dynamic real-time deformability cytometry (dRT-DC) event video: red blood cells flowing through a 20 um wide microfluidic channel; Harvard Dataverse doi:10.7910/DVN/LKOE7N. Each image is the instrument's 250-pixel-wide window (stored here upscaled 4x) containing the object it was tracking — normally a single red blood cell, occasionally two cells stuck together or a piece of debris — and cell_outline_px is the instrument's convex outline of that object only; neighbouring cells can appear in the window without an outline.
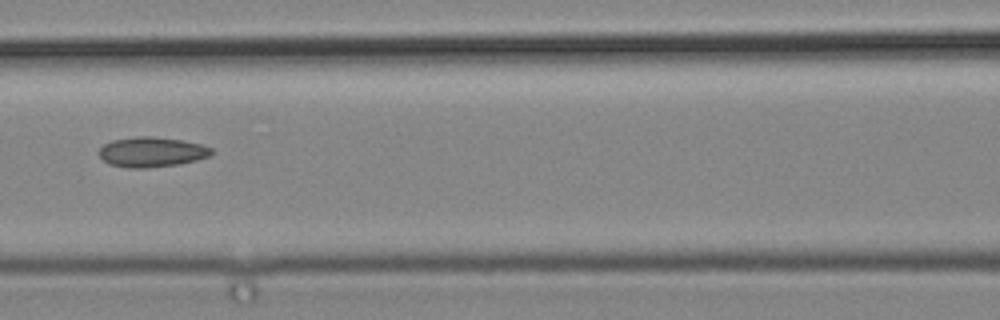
{"species": "common noctule bat (a hibernating species)", "species_latin": "Nyctalus noctula", "temperature_condition": "cold", "stored_images_in_passage": 3, "camera_frame_rate_fps": 3000, "um_per_image_px": 0.085, "animal": {"sex": "male", "body_mass_g": 19.2, "forearm_length_mm": 51.8}, "frame": {"image": 1, "passage_image": 3, "time_ms": 0.667, "image_size_px": [1000, 320], "cell_outline_px": [[212, 156], [180, 164], [148, 168], [128, 168], [108, 164], [100, 156], [100, 148], [104, 144], [112, 140], [136, 136], [152, 136], [184, 140], [200, 144], [212, 148]], "centroid_in_image_um": [12.91, 12.92], "position_along_channel_um": 153.7, "area_um2": 19.83}}